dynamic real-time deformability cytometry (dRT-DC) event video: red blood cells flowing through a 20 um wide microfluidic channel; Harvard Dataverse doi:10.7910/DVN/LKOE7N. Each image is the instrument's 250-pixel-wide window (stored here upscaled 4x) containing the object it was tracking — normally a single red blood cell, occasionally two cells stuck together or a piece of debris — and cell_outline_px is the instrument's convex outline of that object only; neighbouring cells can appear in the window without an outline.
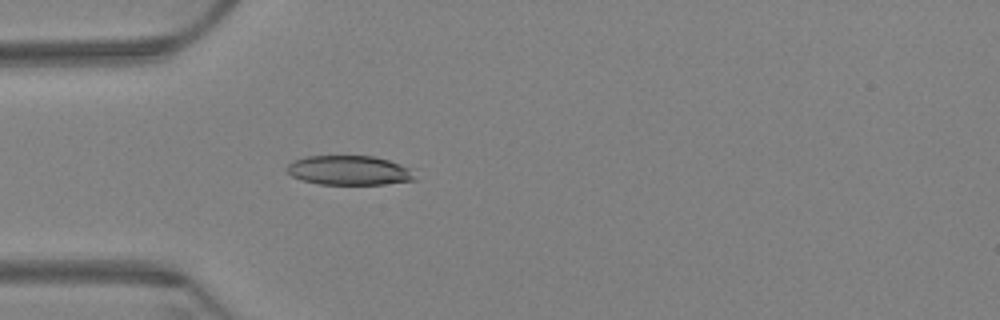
{"species": "Egyptian fruit bat (a non-hibernating species)", "species_latin": "Rousettus aegyptiacus", "temperature_condition": "warm", "stored_images_in_passage": 2, "camera_frame_rate_fps": 3000, "um_per_image_px": 0.085, "animal": {"sex": "female"}, "frame": {"image": 1, "passage_image": 2, "time_ms": 0.333, "image_size_px": [1000, 320], "cell_outline_px": [[416, 180], [384, 184], [320, 184], [304, 180], [292, 176], [284, 168], [288, 164], [296, 160], [308, 156], [372, 156], [388, 160], [400, 164], [408, 168]], "centroid_in_image_um": [29.65, 14.48], "position_along_channel_um": 55.3, "area_um2": 21.62}}